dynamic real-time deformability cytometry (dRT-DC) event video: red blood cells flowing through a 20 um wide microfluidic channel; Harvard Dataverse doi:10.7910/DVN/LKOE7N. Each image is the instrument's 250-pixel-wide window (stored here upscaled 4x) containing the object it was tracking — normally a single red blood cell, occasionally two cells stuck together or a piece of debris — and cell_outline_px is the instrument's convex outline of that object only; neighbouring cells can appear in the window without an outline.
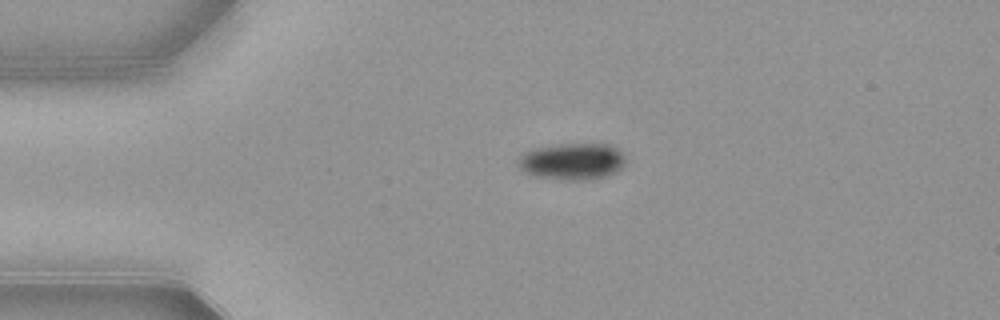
{"species": "common noctule bat (a hibernating species)", "species_latin": "Nyctalus noctula", "temperature_condition": "warm", "stored_images_in_passage": 42, "camera_frame_rate_fps": 3000, "um_per_image_px": 0.085, "animal": {"sex": "female", "body_mass_g": 21.9}, "frame": {"image": 1, "passage_image": 1, "time_ms": 0.0, "image_size_px": [1000, 320], "cell_outline_px": [[624, 164], [616, 172], [592, 180], [572, 180], [536, 176], [524, 172], [520, 168], [520, 156], [536, 148], [560, 144], [608, 144], [616, 148], [624, 156]], "centroid_in_image_um": [48.68, 13.72], "position_along_channel_um": 36.3, "area_um2": 22.48}}
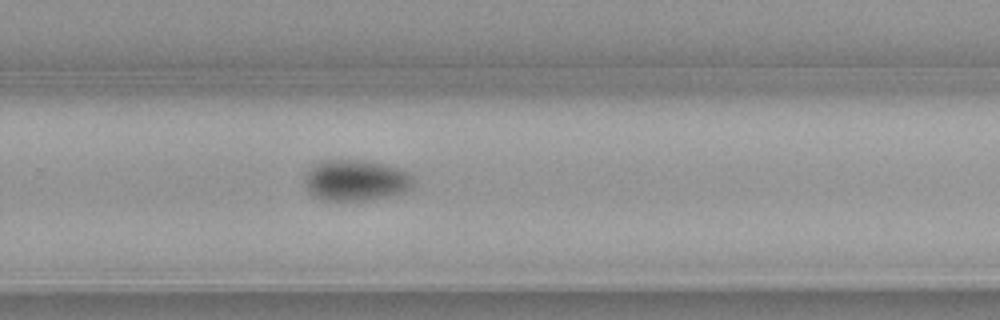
{"frame": {"image": 2, "passage_image": 24, "time_ms": 7.667, "image_size_px": [1000, 320], "cell_outline_px": [[416, 180], [404, 192], [376, 200], [320, 200], [312, 196], [308, 192], [304, 184], [304, 172], [320, 160], [364, 160], [384, 164], [400, 168], [408, 172]], "centroid_in_image_um": [30.2, 15.33], "position_along_channel_um": 299.6, "area_um2": 26.53}}
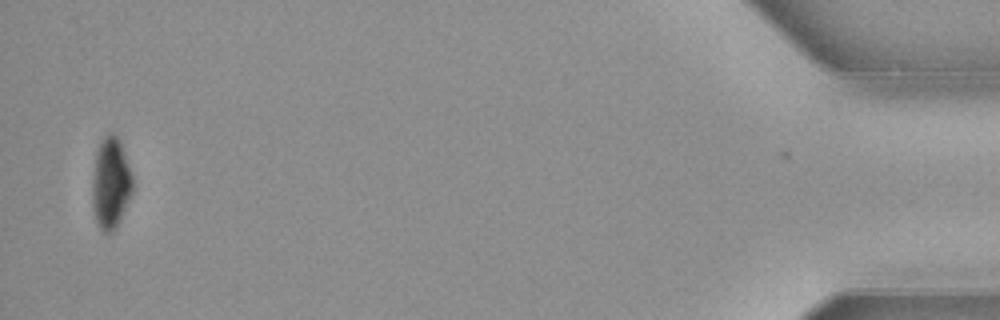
{"frame": {"image": 3, "passage_image": 41, "time_ms": 13.333, "image_size_px": [1000, 320], "cell_outline_px": [[132, 192], [116, 228], [112, 232], [104, 232], [96, 224], [92, 196], [92, 188], [96, 152], [104, 136], [112, 132], [120, 140], [132, 176]], "centroid_in_image_um": [9.41, 15.58], "position_along_channel_um": 425.8, "area_um2": 21.04}, "authors_computed_cell_mechanics": {"area_um2": 25.9522, "velocity_mm_per_s": 3.8909, "shape_relaxation_time_tau1_ms": 2.1311, "shape_relaxation_time_tau2_ms": null, "deformation_change_tau1": 0.1212, "deformation_change_tau2": null}}